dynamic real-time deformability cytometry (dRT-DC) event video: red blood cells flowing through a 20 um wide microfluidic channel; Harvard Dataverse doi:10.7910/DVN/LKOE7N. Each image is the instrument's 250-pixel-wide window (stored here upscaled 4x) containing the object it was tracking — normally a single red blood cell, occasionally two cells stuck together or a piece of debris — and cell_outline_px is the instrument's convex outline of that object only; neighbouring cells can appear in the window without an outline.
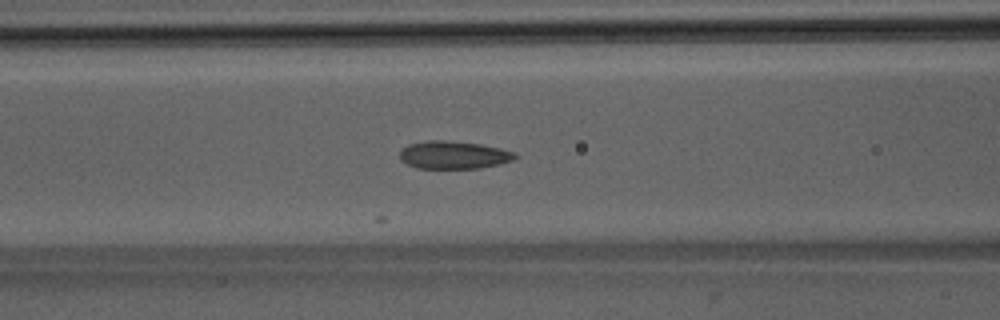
{"species": "Egyptian fruit bat (a non-hibernating species)", "species_latin": "Rousettus aegyptiacus", "temperature_condition": "room temperature", "stored_images_in_passage": 15, "camera_frame_rate_fps": 3000, "um_per_image_px": 0.085, "animal": {"sex": "male"}, "frame": {"image": 1, "passage_image": 6, "time_ms": 1.667, "image_size_px": [1000, 320], "cell_outline_px": [[520, 156], [512, 160], [500, 164], [480, 168], [416, 168], [400, 160], [400, 152], [408, 144], [428, 140], [444, 140], [480, 144], [500, 148], [516, 152]], "centroid_in_image_um": [38.59, 13.17], "position_along_channel_um": 128.0, "area_um2": 18.73}}